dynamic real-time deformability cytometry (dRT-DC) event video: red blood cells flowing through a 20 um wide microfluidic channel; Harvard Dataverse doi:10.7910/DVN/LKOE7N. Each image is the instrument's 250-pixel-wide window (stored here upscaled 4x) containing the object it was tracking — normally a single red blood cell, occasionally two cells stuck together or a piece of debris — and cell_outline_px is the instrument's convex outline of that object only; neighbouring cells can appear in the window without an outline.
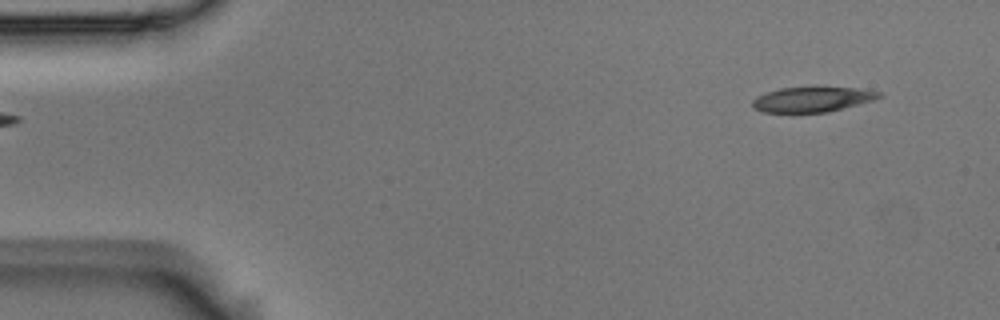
{"species": "Egyptian fruit bat (a non-hibernating species)", "species_latin": "Rousettus aegyptiacus", "temperature_condition": "room temperature", "stored_images_in_passage": 4, "segment_of_instrument_passage": [2, 2], "camera_frame_rate_fps": 3000, "um_per_image_px": 0.085, "animal": {"sex": "male"}, "frame": {"image": 1, "passage_image": 4, "time_ms": 1.0, "image_size_px": [1000, 320], "cell_outline_px": [[884, 96], [876, 100], [828, 112], [792, 116], [764, 112], [756, 108], [752, 104], [752, 100], [756, 96], [780, 88], [860, 88], [880, 92]], "centroid_in_image_um": [69.03, 8.51], "position_along_channel_um": 16.0, "area_um2": 19.19}}